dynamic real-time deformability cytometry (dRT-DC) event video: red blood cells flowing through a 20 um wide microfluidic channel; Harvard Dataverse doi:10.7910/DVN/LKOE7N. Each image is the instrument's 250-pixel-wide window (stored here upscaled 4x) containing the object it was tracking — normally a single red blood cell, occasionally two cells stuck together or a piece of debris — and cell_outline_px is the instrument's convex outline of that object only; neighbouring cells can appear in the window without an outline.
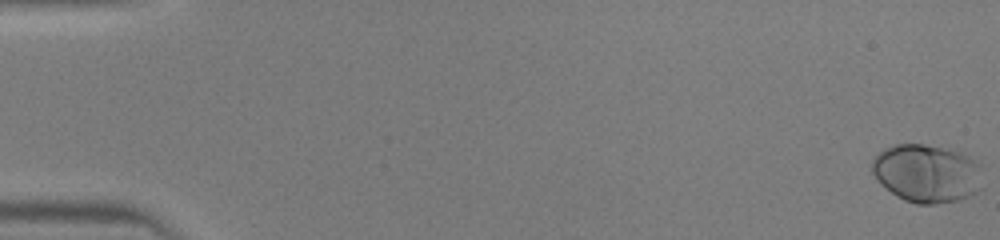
{"species": "human", "species_latin": "Homo sapiens", "temperature_condition": "warm", "stored_images_in_passage": 47, "camera_frame_rate_fps": 3000, "um_per_image_px": 0.085, "donor": {"sex": "male"}, "frame": {"image": 1, "passage_image": 1, "time_ms": 0.0, "image_size_px": [1000, 240], "cell_outline_px": [[980, 164], [976, 192], [960, 200], [936, 204], [916, 204], [904, 200], [896, 196], [880, 184], [872, 172], [872, 160], [884, 148], [896, 144], [924, 144], [960, 152], [968, 156]], "centroid_in_image_um": [78.71, 14.74], "position_along_channel_um": 6.3, "area_um2": 37.11}}
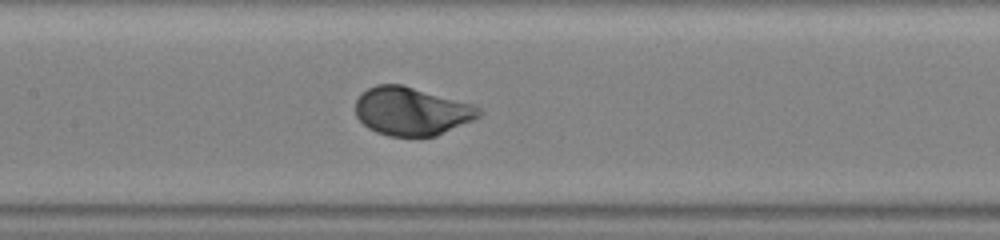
{"frame": {"image": 2, "passage_image": 24, "time_ms": 7.667, "image_size_px": [1000, 240], "cell_outline_px": [[484, 112], [480, 116], [472, 120], [436, 136], [388, 136], [376, 132], [368, 128], [356, 116], [356, 100], [368, 88], [376, 84], [400, 84], [472, 104], [480, 108]], "centroid_in_image_um": [34.98, 9.46], "position_along_channel_um": 172.4, "area_um2": 34.39}}
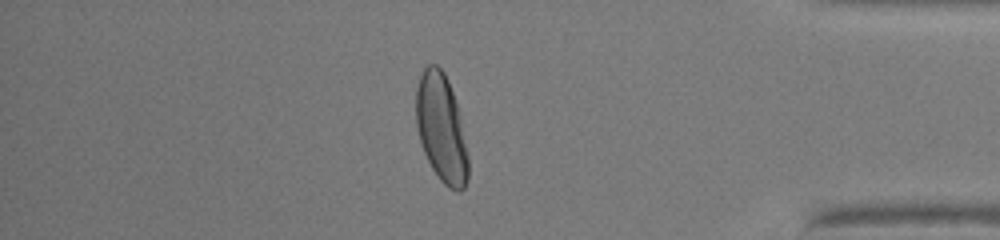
{"frame": {"image": 3, "passage_image": 41, "time_ms": 13.333, "image_size_px": [1000, 240], "cell_outline_px": [[468, 180], [464, 188], [460, 192], [456, 192], [448, 188], [440, 180], [432, 168], [424, 152], [420, 140], [416, 124], [416, 88], [420, 76], [424, 68], [428, 64], [436, 64], [444, 72], [448, 80], [456, 100], [460, 116], [468, 156]], "centroid_in_image_um": [37.52, 10.91], "position_along_channel_um": 397.7, "area_um2": 32.95}}